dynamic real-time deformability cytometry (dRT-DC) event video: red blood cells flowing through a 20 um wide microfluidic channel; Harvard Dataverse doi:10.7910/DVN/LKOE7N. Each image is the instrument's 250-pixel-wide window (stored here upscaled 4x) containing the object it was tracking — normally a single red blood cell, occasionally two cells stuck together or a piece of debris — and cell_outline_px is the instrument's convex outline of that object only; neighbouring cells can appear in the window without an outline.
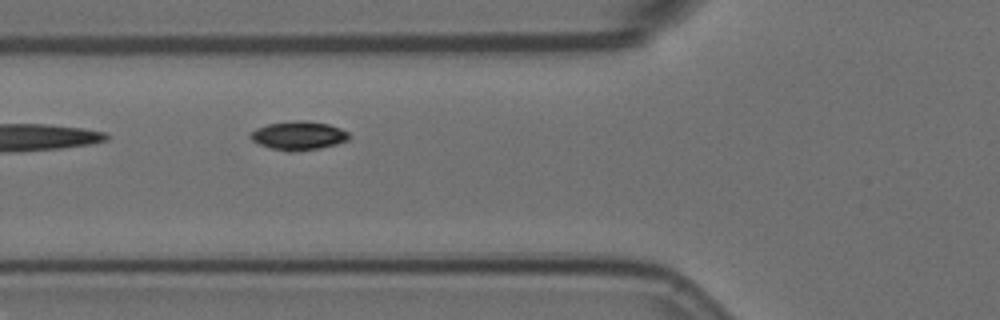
{"species": "Egyptian fruit bat (a non-hibernating species)", "species_latin": "Rousettus aegyptiacus", "temperature_condition": "room temperature", "stored_images_in_passage": 7, "segment_of_instrument_passage": [2, 2], "camera_frame_rate_fps": 3000, "um_per_image_px": 0.085, "animal": {"sex": "female"}, "frame": {"image": 1, "passage_image": 6, "time_ms": 1.667, "image_size_px": [1000, 320], "cell_outline_px": [[348, 140], [336, 144], [320, 148], [288, 152], [272, 148], [260, 144], [252, 140], [248, 136], [256, 128], [268, 124], [292, 120], [300, 120], [328, 124], [340, 128], [348, 132]], "centroid_in_image_um": [25.36, 11.52], "position_along_channel_um": 100.4, "area_um2": 16.3}}